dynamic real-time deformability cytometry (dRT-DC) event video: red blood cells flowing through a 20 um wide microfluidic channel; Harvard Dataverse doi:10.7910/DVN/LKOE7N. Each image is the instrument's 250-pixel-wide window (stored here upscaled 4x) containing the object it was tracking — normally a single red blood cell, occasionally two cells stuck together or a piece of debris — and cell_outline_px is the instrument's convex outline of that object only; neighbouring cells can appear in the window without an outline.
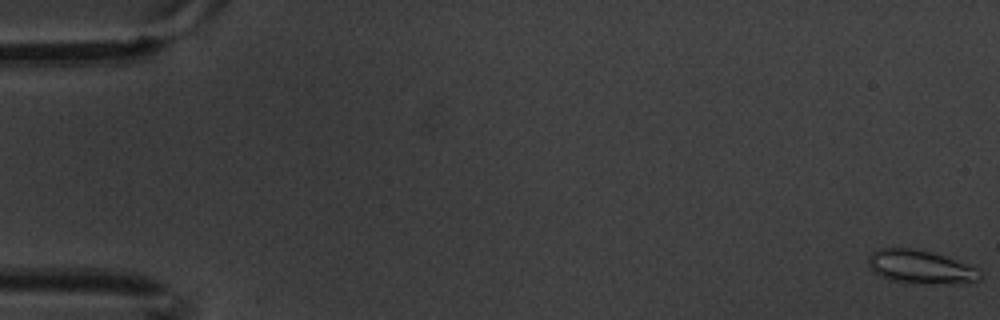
{"species": "common noctule bat (a hibernating species)", "species_latin": "Nyctalus noctula", "temperature_condition": "warm", "stored_images_in_passage": 5, "camera_frame_rate_fps": 3000, "um_per_image_px": 0.085, "animal": {"sex": "male", "body_mass_g": 20.1, "forearm_length_mm": 53.5}, "frame": {"image": 1, "passage_image": 1, "time_ms": 0.0, "image_size_px": [1000, 320], "cell_outline_px": [[980, 280], [960, 284], [916, 284], [892, 280], [868, 268], [868, 256], [872, 252], [880, 248], [912, 248], [932, 252], [944, 256], [976, 268], [980, 272]], "centroid_in_image_um": [78.24, 22.7], "position_along_channel_um": 6.8, "area_um2": 21.79}}
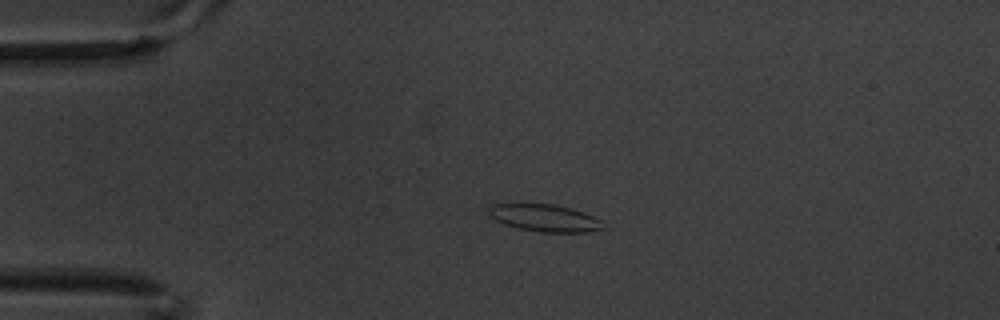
{"frame": {"image": 2, "passage_image": 4, "time_ms": 1.0, "image_size_px": [1000, 320], "cell_outline_px": [[600, 228], [588, 232], [540, 232], [520, 228], [504, 224], [496, 220], [488, 212], [492, 204], [552, 204], [572, 208], [584, 212], [600, 220]], "centroid_in_image_um": [46.27, 18.52], "position_along_channel_um": 38.7, "area_um2": 17.69}}